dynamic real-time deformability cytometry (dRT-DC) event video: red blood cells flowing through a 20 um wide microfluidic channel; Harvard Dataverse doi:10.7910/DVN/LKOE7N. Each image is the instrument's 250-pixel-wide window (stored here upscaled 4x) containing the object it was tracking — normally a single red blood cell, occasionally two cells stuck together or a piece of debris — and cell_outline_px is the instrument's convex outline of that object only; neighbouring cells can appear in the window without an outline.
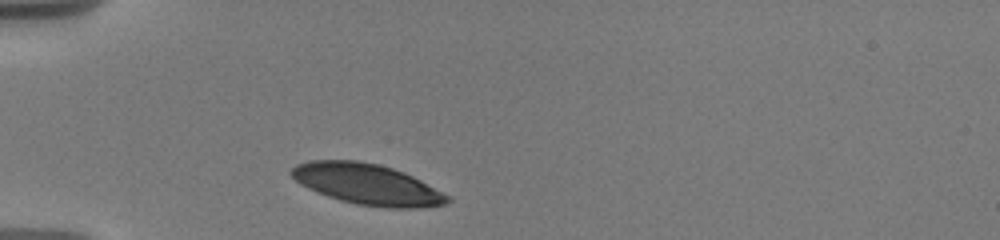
{"species": "human", "species_latin": "Homo sapiens", "temperature_condition": "warm", "stored_images_in_passage": 1, "camera_frame_rate_fps": 3000, "um_per_image_px": 0.085, "donor": {"sex": "male"}, "frame": {"image": 1, "passage_image": 1, "time_ms": 0.0, "image_size_px": [1000, 240], "cell_outline_px": [[452, 200], [448, 204], [416, 208], [384, 208], [356, 204], [340, 200], [316, 192], [300, 184], [288, 172], [296, 164], [308, 160], [356, 160], [380, 164], [404, 172], [452, 196]], "centroid_in_image_um": [31.23, 15.66], "position_along_channel_um": 53.8, "area_um2": 37.45}}